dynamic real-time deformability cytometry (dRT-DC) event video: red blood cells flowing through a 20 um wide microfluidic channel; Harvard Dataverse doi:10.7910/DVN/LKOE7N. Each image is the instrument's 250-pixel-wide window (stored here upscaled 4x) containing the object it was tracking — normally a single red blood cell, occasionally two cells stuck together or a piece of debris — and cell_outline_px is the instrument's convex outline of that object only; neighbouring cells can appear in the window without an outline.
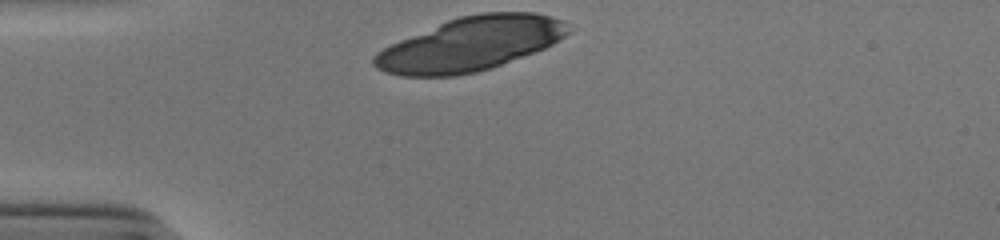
{"species": "human", "species_latin": "Homo sapiens", "temperature_condition": "cold", "stored_images_in_passage": 29, "camera_frame_rate_fps": 3000, "um_per_image_px": 0.085, "donor": {"sex": "male"}, "frame": {"image": 1, "passage_image": 1, "time_ms": 0.0, "image_size_px": [1000, 240], "cell_outline_px": [[568, 32], [564, 36], [552, 44], [544, 48], [492, 68], [476, 72], [456, 76], [400, 76], [376, 68], [372, 64], [372, 56], [376, 52], [400, 40], [448, 20], [460, 16], [480, 12], [536, 12], [552, 16], [564, 20]], "centroid_in_image_um": [39.98, 3.74], "position_along_channel_um": 45.0, "area_um2": 60.52}}